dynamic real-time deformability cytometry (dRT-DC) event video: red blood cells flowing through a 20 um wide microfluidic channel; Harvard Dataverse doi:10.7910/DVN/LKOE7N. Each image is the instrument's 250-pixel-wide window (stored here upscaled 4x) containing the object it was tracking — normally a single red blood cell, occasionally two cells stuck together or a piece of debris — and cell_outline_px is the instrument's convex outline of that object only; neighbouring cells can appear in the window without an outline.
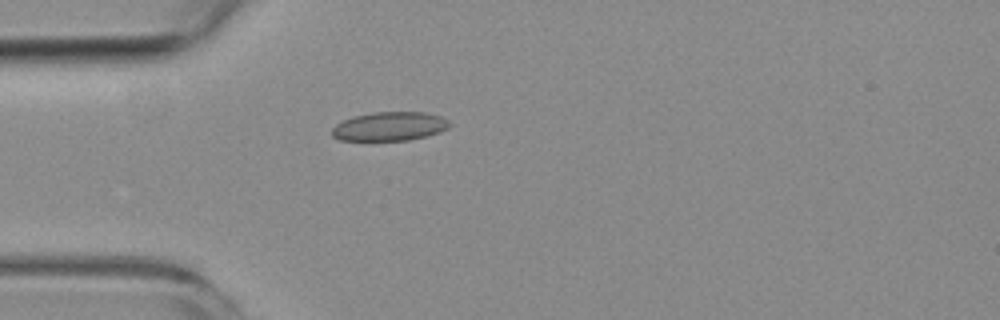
{"species": "common noctule bat (a hibernating species)", "species_latin": "Nyctalus noctula", "temperature_condition": "room temperature", "stored_images_in_passage": 1, "camera_frame_rate_fps": 3000, "um_per_image_px": 0.085, "animal": {"sex": "female", "body_mass_g": 19.3, "forearm_length_mm": 54.1}, "frame": {"image": 1, "passage_image": 1, "time_ms": 0.0, "image_size_px": [1000, 320], "cell_outline_px": [[452, 124], [448, 128], [440, 132], [428, 136], [408, 140], [340, 140], [332, 136], [332, 128], [336, 124], [352, 116], [372, 112], [424, 112], [440, 116], [448, 120]], "centroid_in_image_um": [33.13, 10.74], "position_along_channel_um": 51.9, "area_um2": 19.88}}